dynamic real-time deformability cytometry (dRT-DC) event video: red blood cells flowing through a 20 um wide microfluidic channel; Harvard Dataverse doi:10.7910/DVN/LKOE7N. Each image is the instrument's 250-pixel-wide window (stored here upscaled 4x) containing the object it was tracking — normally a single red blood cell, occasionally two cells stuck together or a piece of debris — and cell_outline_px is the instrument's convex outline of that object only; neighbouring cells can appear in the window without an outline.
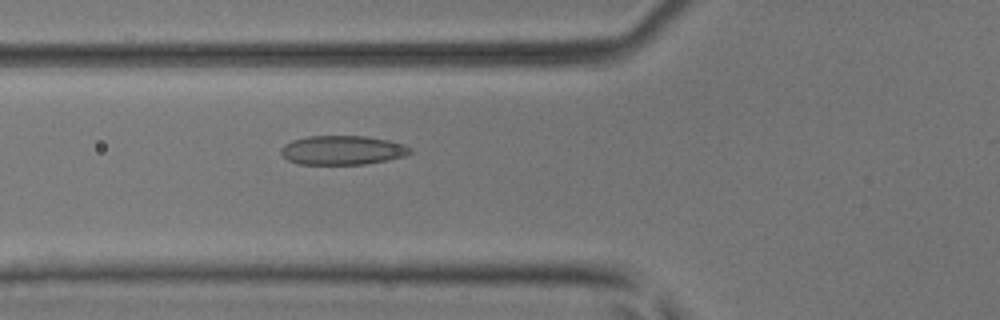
{"species": "common noctule bat (a hibernating species)", "species_latin": "Nyctalus noctula", "temperature_condition": "room temperature", "stored_images_in_passage": 39, "camera_frame_rate_fps": 3000, "um_per_image_px": 0.085, "animal": {"sex": "male", "body_mass_g": 17.9, "forearm_length_mm": 54.2}, "frame": {"image": 1, "passage_image": 7, "time_ms": 2.0, "image_size_px": [1000, 320], "cell_outline_px": [[412, 152], [404, 156], [388, 160], [364, 164], [300, 164], [288, 160], [280, 152], [280, 148], [284, 144], [292, 140], [308, 136], [368, 136], [388, 140], [404, 144], [412, 148]], "centroid_in_image_um": [29.12, 12.76], "position_along_channel_um": 96.7, "area_um2": 22.02}}
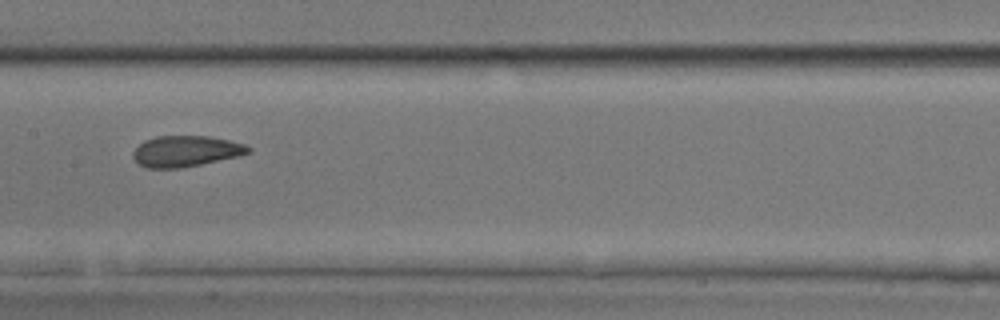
{"frame": {"image": 2, "passage_image": 14, "time_ms": 4.333, "image_size_px": [1000, 320], "cell_outline_px": [[252, 152], [240, 156], [180, 168], [148, 168], [140, 164], [132, 156], [132, 152], [144, 140], [156, 136], [208, 136], [228, 140], [244, 144], [252, 148]], "centroid_in_image_um": [15.81, 12.85], "position_along_channel_um": 191.6, "area_um2": 20.75}}
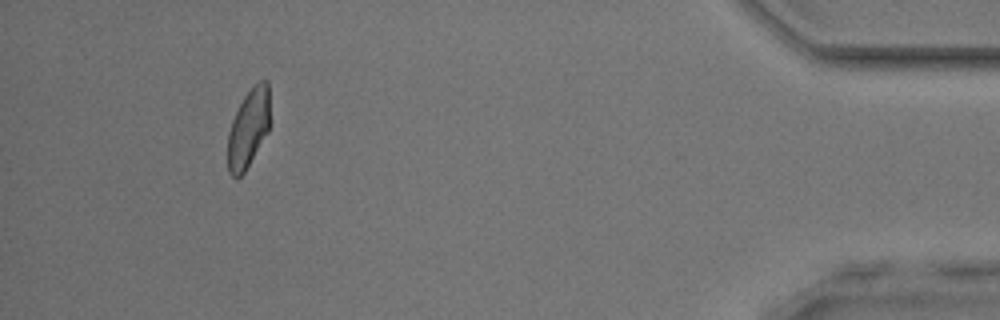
{"frame": {"image": 3, "passage_image": 35, "time_ms": 11.333, "image_size_px": [1000, 320], "cell_outline_px": [[268, 132], [244, 172], [240, 176], [232, 176], [228, 172], [228, 132], [232, 120], [244, 96], [252, 84], [260, 80], [268, 80]], "centroid_in_image_um": [21.1, 10.88], "position_along_channel_um": 414.1, "area_um2": 19.02}, "authors_computed_cell_mechanics": {"area_um2": 20.6346, "velocity_mm_per_s": 4.0687, "shape_relaxation_time_tau1_ms": 6.916, "shape_relaxation_time_tau2_ms": 1.6242, "deformation_change_tau1": 0.1551, "deformation_change_tau2": 0.0743}}